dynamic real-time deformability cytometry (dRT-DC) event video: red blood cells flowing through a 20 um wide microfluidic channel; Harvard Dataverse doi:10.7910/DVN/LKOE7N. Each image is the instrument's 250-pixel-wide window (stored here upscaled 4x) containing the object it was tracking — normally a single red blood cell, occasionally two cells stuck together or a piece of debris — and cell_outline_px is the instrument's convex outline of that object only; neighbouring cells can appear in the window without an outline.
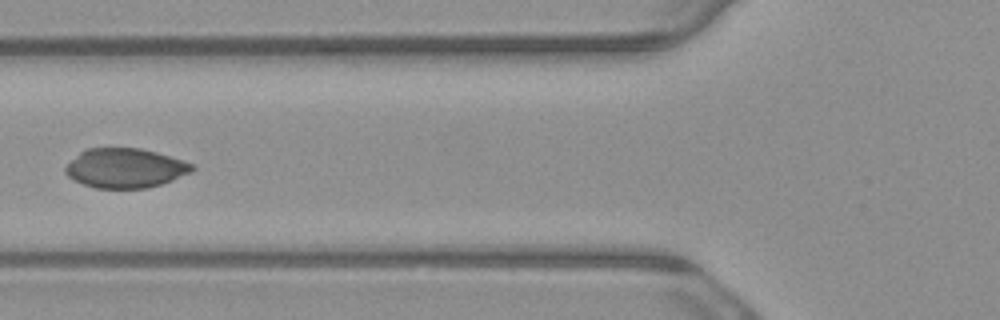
{"species": "common noctule bat (a hibernating species)", "species_latin": "Nyctalus noctula", "temperature_condition": "warm", "stored_images_in_passage": 4, "camera_frame_rate_fps": 3000, "um_per_image_px": 0.085, "animal": {"sex": "male", "body_mass_g": 23.1, "forearm_length_mm": 52.7}, "frame": {"image": 1, "passage_image": 4, "time_ms": 1.0, "image_size_px": [1000, 320], "cell_outline_px": [[196, 168], [192, 172], [172, 180], [160, 184], [144, 188], [96, 188], [72, 180], [64, 172], [64, 168], [80, 152], [88, 148], [140, 148], [156, 152], [196, 164]], "centroid_in_image_um": [10.66, 14.29], "position_along_channel_um": 115.1, "area_um2": 29.13}}